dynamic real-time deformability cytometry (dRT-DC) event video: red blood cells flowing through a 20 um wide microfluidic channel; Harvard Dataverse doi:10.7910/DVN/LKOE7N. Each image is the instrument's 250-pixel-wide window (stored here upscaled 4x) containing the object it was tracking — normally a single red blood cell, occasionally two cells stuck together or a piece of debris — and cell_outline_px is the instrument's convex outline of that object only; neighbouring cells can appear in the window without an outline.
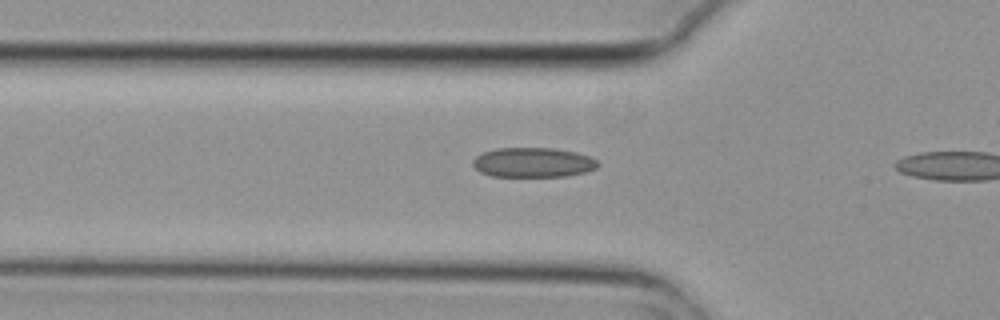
{"species": "common noctule bat (a hibernating species)", "species_latin": "Nyctalus noctula", "temperature_condition": "cold", "stored_images_in_passage": 7, "segment_of_instrument_passage": [2, 2], "camera_frame_rate_fps": 3000, "um_per_image_px": 0.085, "animal": {"sex": "female", "body_mass_g": 29.2, "forearm_length_mm": 56.3}, "frame": {"image": 1, "passage_image": 7, "time_ms": 2.0, "image_size_px": [1000, 320], "cell_outline_px": [[600, 164], [596, 168], [584, 172], [564, 176], [492, 176], [480, 172], [472, 164], [472, 160], [476, 156], [484, 152], [496, 148], [552, 148], [576, 152], [588, 156], [596, 160]], "centroid_in_image_um": [45.29, 13.8], "position_along_channel_um": 80.5, "area_um2": 21.5}}